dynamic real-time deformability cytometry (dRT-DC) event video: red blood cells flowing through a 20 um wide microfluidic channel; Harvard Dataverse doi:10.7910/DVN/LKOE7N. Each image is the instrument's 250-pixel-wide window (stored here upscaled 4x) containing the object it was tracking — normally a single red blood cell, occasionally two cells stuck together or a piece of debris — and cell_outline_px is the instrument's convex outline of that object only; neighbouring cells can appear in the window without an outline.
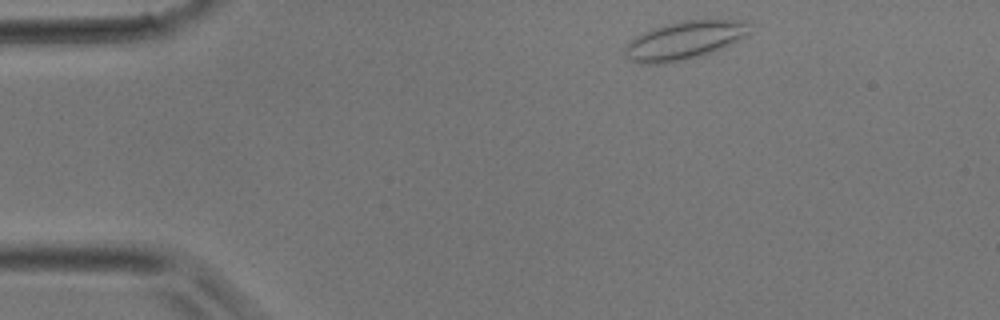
{"species": "common noctule bat (a hibernating species)", "species_latin": "Nyctalus noctula", "temperature_condition": "room temperature", "stored_images_in_passage": 34, "camera_frame_rate_fps": 3000, "um_per_image_px": 0.085, "animal": {"sex": "male", "body_mass_g": 17.9}, "frame": {"image": 1, "passage_image": 1, "time_ms": 0.0, "image_size_px": [1000, 320], "cell_outline_px": [[748, 32], [744, 36], [720, 48], [692, 60], [664, 64], [640, 64], [628, 60], [624, 56], [624, 44], [640, 32], [652, 28], [684, 20], [748, 20]], "centroid_in_image_um": [58.05, 3.46], "position_along_channel_um": 26.9, "area_um2": 28.09}}
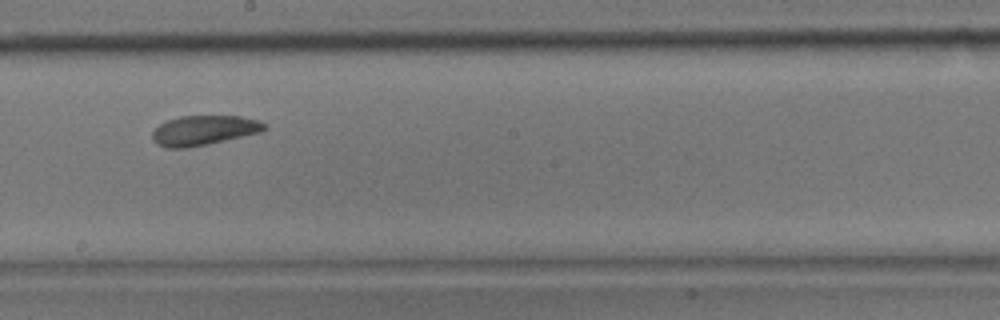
{"frame": {"image": 2, "passage_image": 17, "time_ms": 5.333, "image_size_px": [1000, 320], "cell_outline_px": [[268, 128], [260, 132], [208, 144], [188, 148], [168, 148], [156, 144], [152, 140], [152, 132], [160, 124], [168, 120], [180, 116], [240, 116], [260, 120]], "centroid_in_image_um": [17.31, 11.08], "position_along_channel_um": 230.9, "area_um2": 19.42}}
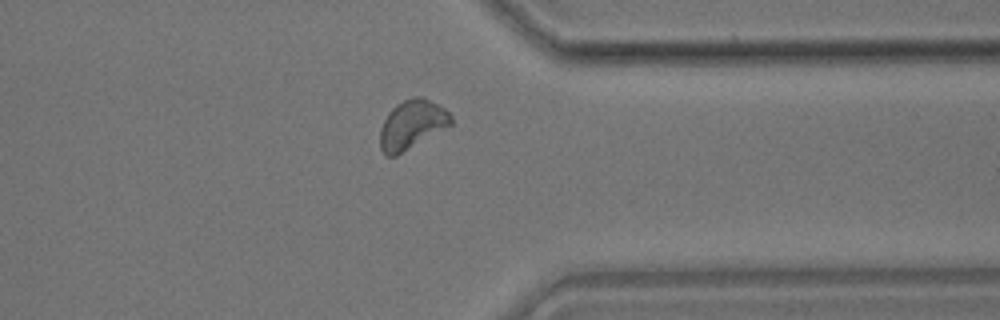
{"frame": {"image": 3, "passage_image": 26, "time_ms": 8.333, "image_size_px": [1000, 320], "cell_outline_px": [[452, 124], [396, 156], [384, 156], [380, 148], [380, 128], [388, 112], [396, 104], [412, 96], [420, 96], [444, 108], [452, 116]], "centroid_in_image_um": [34.98, 10.59], "position_along_channel_um": 376.4, "area_um2": 20.11}}